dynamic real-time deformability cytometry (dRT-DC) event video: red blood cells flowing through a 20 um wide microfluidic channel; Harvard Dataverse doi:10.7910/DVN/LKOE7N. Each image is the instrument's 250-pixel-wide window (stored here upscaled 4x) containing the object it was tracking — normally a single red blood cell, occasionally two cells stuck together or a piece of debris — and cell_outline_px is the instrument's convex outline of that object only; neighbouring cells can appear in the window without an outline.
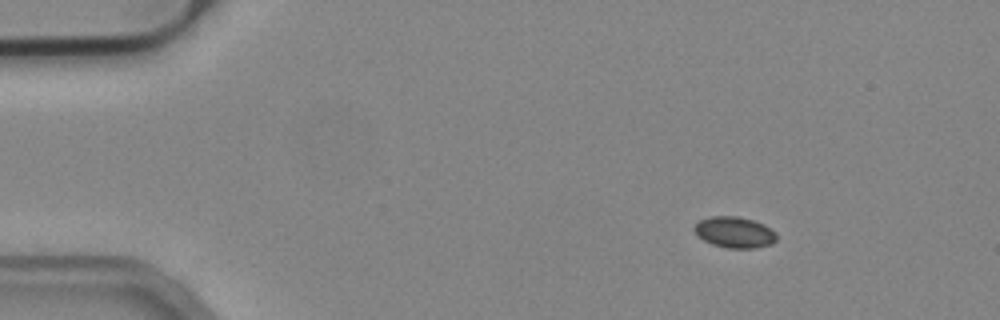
{"species": "common noctule bat (a hibernating species)", "species_latin": "Nyctalus noctula", "temperature_condition": "cold", "stored_images_in_passage": 48, "camera_frame_rate_fps": 3000, "um_per_image_px": 0.085, "animal": {"sex": "male", "body_mass_g": 19.2, "forearm_length_mm": 51.8}, "frame": {"image": 1, "passage_image": 1, "time_ms": 0.0, "image_size_px": [1000, 320], "cell_outline_px": [[776, 240], [772, 244], [756, 248], [728, 248], [712, 244], [704, 240], [692, 228], [700, 220], [712, 216], [736, 216], [752, 220], [764, 224], [776, 232]], "centroid_in_image_um": [62.46, 19.74], "position_along_channel_um": 22.5, "area_um2": 14.8}}
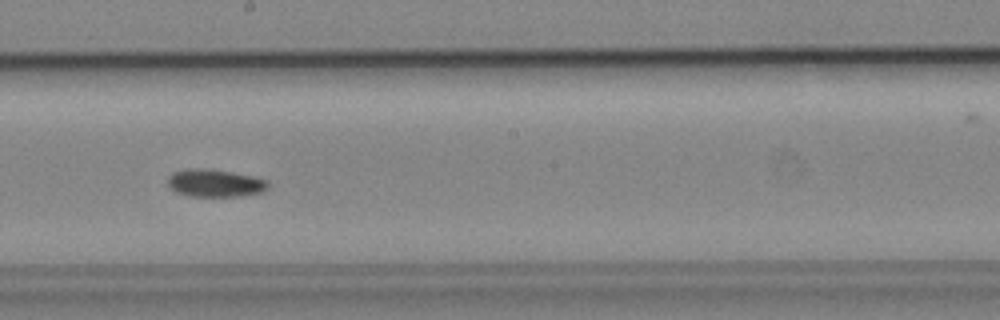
{"frame": {"image": 2, "passage_image": 24, "time_ms": 7.667, "image_size_px": [1000, 320], "cell_outline_px": [[268, 188], [260, 192], [244, 196], [192, 196], [176, 192], [168, 184], [168, 176], [172, 172], [188, 168], [208, 168], [232, 172], [252, 176], [268, 180]], "centroid_in_image_um": [18.27, 15.55], "position_along_channel_um": 229.9, "area_um2": 16.18}}
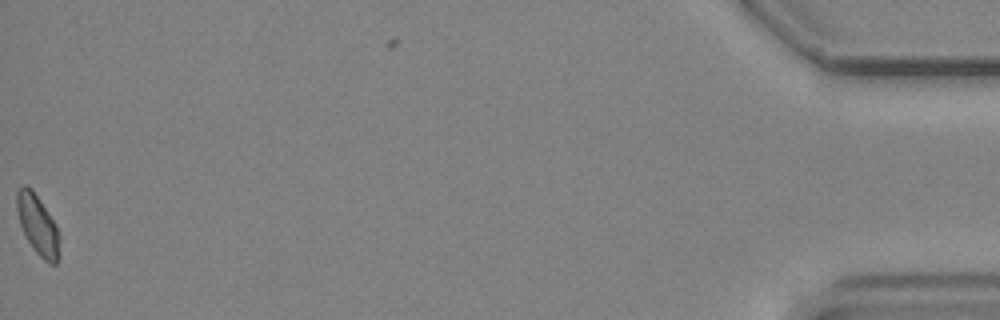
{"frame": {"image": 3, "passage_image": 48, "time_ms": 15.667, "image_size_px": [1000, 320], "cell_outline_px": [[60, 256], [56, 264], [48, 264], [36, 252], [28, 240], [20, 224], [16, 208], [16, 192], [24, 184], [32, 188], [56, 224], [60, 236]], "centroid_in_image_um": [3.24, 19.13], "position_along_channel_um": 432.0, "area_um2": 15.03}, "authors_computed_cell_mechanics": {"area_um2": 15.4037, "velocity_mm_per_s": 3.7995, "shape_relaxation_time_tau1_ms": 10.8415, "shape_relaxation_time_tau2_ms": null, "deformation_change_tau1": 0.131, "deformation_change_tau2": null}}